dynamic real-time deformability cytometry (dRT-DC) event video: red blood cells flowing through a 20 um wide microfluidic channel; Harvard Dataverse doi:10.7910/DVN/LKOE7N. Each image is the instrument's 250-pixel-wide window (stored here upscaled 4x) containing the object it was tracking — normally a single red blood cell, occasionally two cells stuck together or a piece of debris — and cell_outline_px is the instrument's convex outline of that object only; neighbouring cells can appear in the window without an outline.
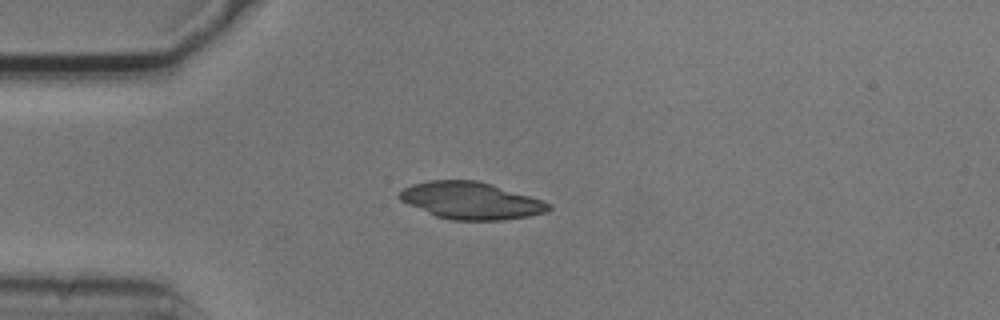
{"species": "common noctule bat (a hibernating species)", "species_latin": "Nyctalus noctula", "temperature_condition": "cold", "stored_images_in_passage": 1, "camera_frame_rate_fps": 3000, "um_per_image_px": 0.085, "animal": {"sex": "male", "body_mass_g": 20.5, "forearm_length_mm": 52.5}, "frame": {"image": 1, "passage_image": 1, "time_ms": 0.0, "image_size_px": [1000, 320], "cell_outline_px": [[552, 208], [544, 212], [528, 216], [500, 220], [452, 220], [436, 216], [408, 204], [400, 200], [396, 196], [404, 188], [412, 184], [428, 180], [476, 180], [492, 184], [544, 200]], "centroid_in_image_um": [40.01, 17.04], "position_along_channel_um": 45.0, "area_um2": 32.08}}